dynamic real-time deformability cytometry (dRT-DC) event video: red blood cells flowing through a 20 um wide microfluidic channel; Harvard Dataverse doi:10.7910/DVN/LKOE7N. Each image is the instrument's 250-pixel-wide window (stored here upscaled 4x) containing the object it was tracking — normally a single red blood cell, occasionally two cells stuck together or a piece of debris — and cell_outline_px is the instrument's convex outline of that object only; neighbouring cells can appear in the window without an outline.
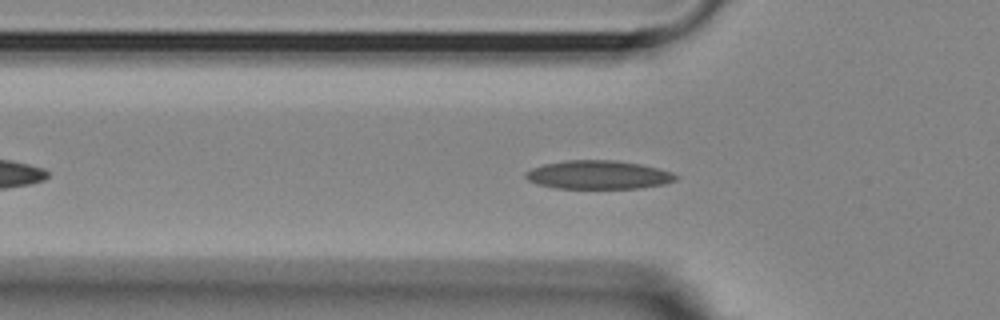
{"species": "Egyptian fruit bat (a non-hibernating species)", "species_latin": "Rousettus aegyptiacus", "temperature_condition": "room temperature", "stored_images_in_passage": 31, "camera_frame_rate_fps": 3000, "um_per_image_px": 0.085, "animal": {"sex": "female"}, "frame": {"image": 1, "passage_image": 3, "time_ms": 0.667, "image_size_px": [1000, 320], "cell_outline_px": [[680, 176], [676, 180], [664, 184], [640, 188], [556, 188], [536, 184], [528, 180], [524, 176], [524, 172], [532, 168], [544, 164], [564, 160], [612, 160], [640, 164], [672, 172]], "centroid_in_image_um": [50.84, 14.86], "position_along_channel_um": 75.0, "area_um2": 25.03}}
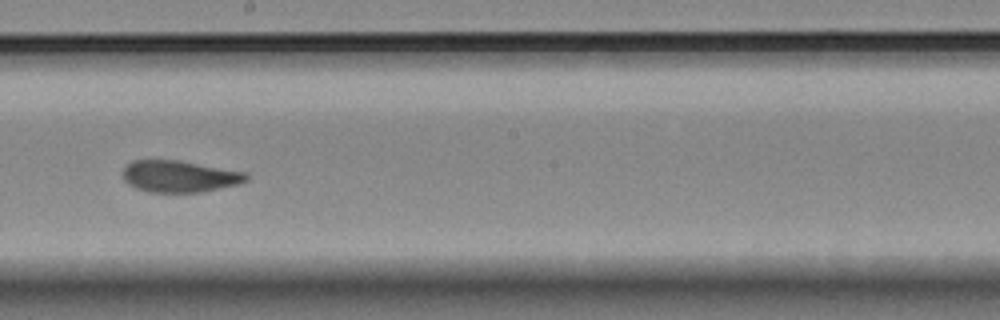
{"frame": {"image": 2, "passage_image": 16, "time_ms": 5.0, "image_size_px": [1000, 320], "cell_outline_px": [[248, 180], [240, 184], [200, 192], [148, 192], [136, 188], [128, 184], [124, 180], [124, 168], [132, 160], [180, 160], [244, 172], [248, 176]], "centroid_in_image_um": [15.25, 14.99], "position_along_channel_um": 232.9, "area_um2": 22.72}}
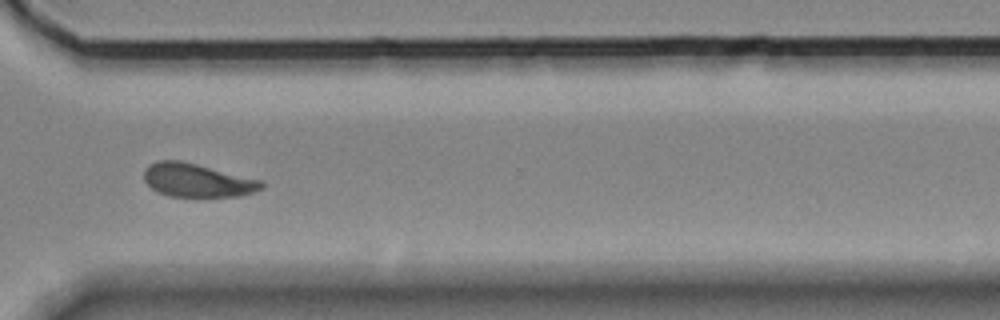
{"frame": {"image": 3, "passage_image": 26, "time_ms": 8.333, "image_size_px": [1000, 320], "cell_outline_px": [[264, 188], [240, 196], [168, 196], [156, 192], [144, 180], [144, 168], [148, 164], [156, 160], [180, 160], [260, 180], [264, 184]], "centroid_in_image_um": [16.7, 15.32], "position_along_channel_um": 353.9, "area_um2": 22.77}, "authors_computed_cell_mechanics": {"area_um2": 23.3512, "velocity_mm_per_s": 3.6305, "shape_relaxation_time_tau1_ms": 4.675, "shape_relaxation_time_tau2_ms": 2.1712, "deformation_change_tau1": 0.1396, "deformation_change_tau2": 0.058}}